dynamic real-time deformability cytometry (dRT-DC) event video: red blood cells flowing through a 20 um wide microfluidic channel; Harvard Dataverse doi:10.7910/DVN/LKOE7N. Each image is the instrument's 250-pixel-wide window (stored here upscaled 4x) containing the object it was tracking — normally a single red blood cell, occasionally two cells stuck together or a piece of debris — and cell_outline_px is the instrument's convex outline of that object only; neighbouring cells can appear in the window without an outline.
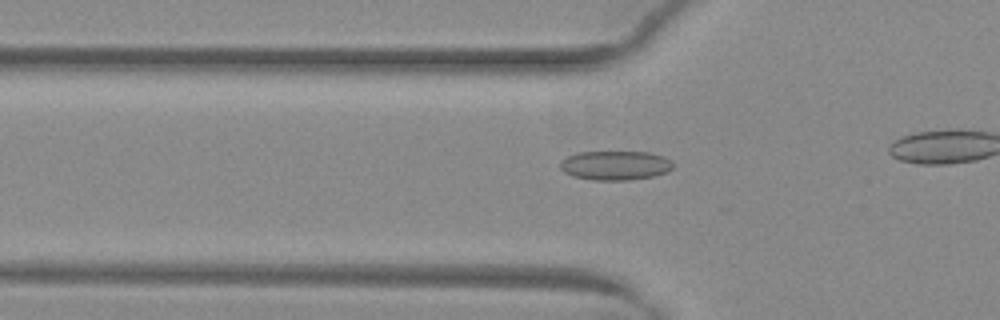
{"species": "common noctule bat (a hibernating species)", "species_latin": "Nyctalus noctula", "temperature_condition": "warm", "stored_images_in_passage": 15, "camera_frame_rate_fps": 3000, "um_per_image_px": 0.085, "animal": {"sex": "female", "body_mass_g": 29.2, "forearm_length_mm": 56.3}, "frame": {"image": 1, "passage_image": 7, "time_ms": 2.0, "image_size_px": [1000, 320], "cell_outline_px": [[672, 168], [668, 172], [652, 176], [628, 180], [592, 180], [572, 176], [564, 172], [560, 168], [560, 160], [576, 152], [648, 152], [664, 156], [672, 160]], "centroid_in_image_um": [52.28, 14.05], "position_along_channel_um": 73.5, "area_um2": 19.36}}
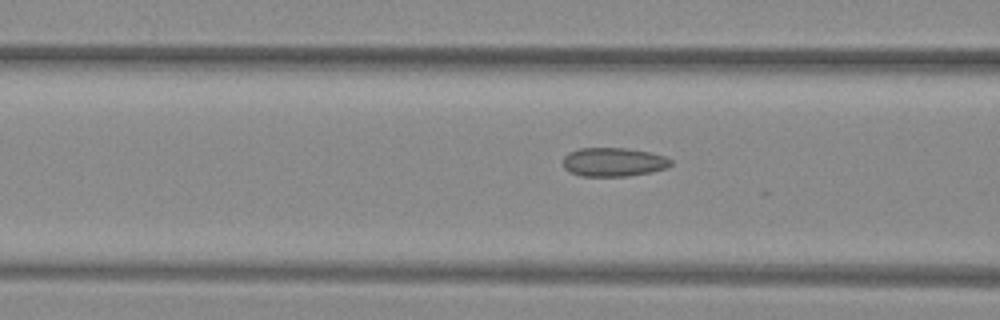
{"frame": {"image": 2, "passage_image": 10, "time_ms": 3.0, "image_size_px": [1000, 320], "cell_outline_px": [[672, 164], [668, 168], [652, 172], [628, 176], [580, 176], [564, 168], [564, 156], [568, 152], [580, 148], [624, 148], [648, 152], [664, 156], [672, 160]], "centroid_in_image_um": [52.16, 13.78], "position_along_channel_um": 114.4, "area_um2": 18.09}}
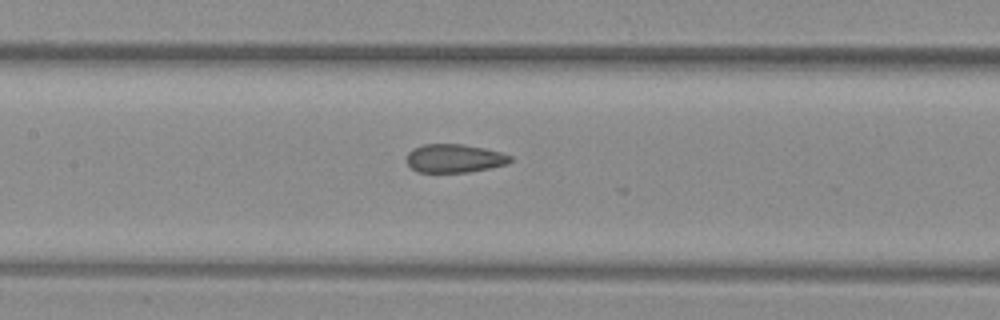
{"frame": {"image": 3, "passage_image": 14, "time_ms": 4.333, "image_size_px": [1000, 320], "cell_outline_px": [[512, 160], [508, 164], [468, 172], [416, 172], [408, 164], [408, 152], [412, 148], [424, 144], [464, 144], [484, 148], [500, 152], [512, 156]], "centroid_in_image_um": [38.63, 13.45], "position_along_channel_um": 168.8, "area_um2": 17.17}}